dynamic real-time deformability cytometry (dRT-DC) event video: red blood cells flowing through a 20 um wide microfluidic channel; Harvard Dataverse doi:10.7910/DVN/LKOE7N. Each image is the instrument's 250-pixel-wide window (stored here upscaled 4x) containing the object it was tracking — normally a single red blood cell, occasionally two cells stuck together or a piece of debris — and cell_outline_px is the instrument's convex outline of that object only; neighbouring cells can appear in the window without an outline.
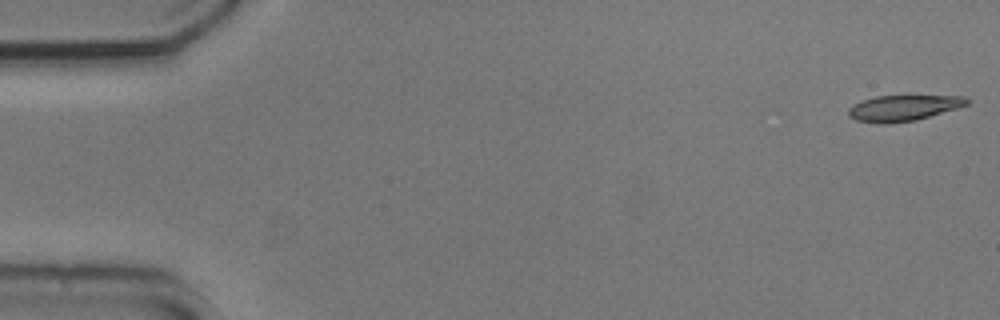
{"species": "common noctule bat (a hibernating species)", "species_latin": "Nyctalus noctula", "temperature_condition": "cold", "stored_images_in_passage": 54, "camera_frame_rate_fps": 3000, "um_per_image_px": 0.085, "animal": {"sex": "male", "body_mass_g": 20.5, "forearm_length_mm": 52.5}, "frame": {"image": 1, "passage_image": 1, "time_ms": 0.0, "image_size_px": [1000, 320], "cell_outline_px": [[968, 104], [956, 108], [916, 120], [888, 124], [880, 124], [856, 120], [848, 116], [848, 108], [852, 104], [876, 96], [964, 96], [968, 100]], "centroid_in_image_um": [76.72, 9.19], "position_along_channel_um": 8.3, "area_um2": 17.69}}
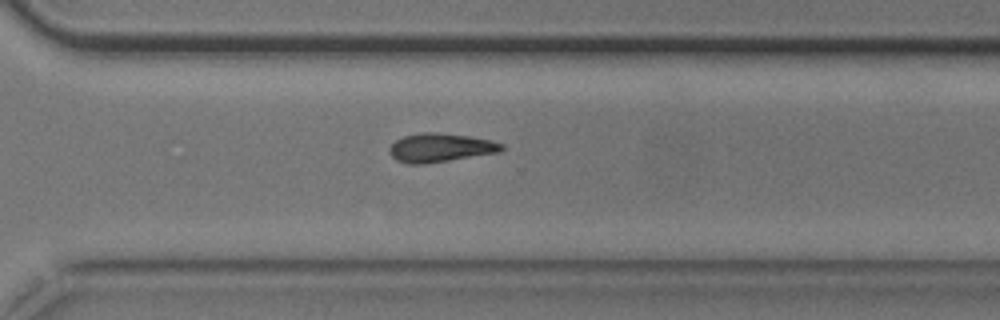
{"frame": {"image": 2, "passage_image": 38, "time_ms": 12.333, "image_size_px": [1000, 320], "cell_outline_px": [[504, 148], [500, 152], [424, 164], [408, 164], [396, 160], [392, 156], [388, 148], [396, 140], [404, 136], [420, 132], [440, 132], [468, 136], [492, 140], [504, 144]], "centroid_in_image_um": [37.43, 12.54], "position_along_channel_um": 333.2, "area_um2": 18.84}}
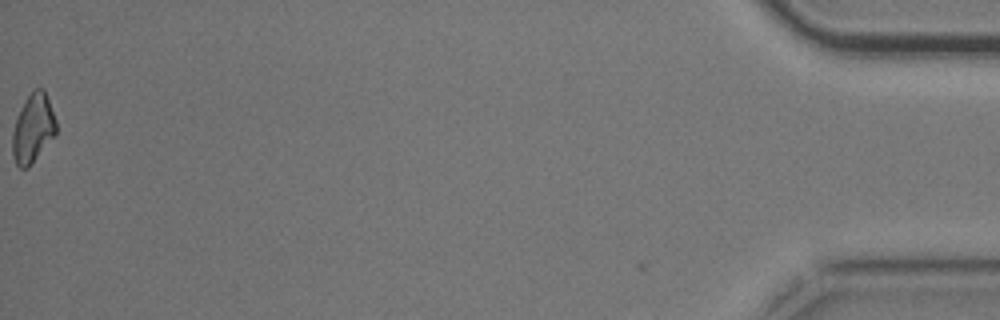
{"frame": {"image": 3, "passage_image": 54, "time_ms": 17.667, "image_size_px": [1000, 320], "cell_outline_px": [[56, 136], [28, 168], [20, 168], [16, 164], [12, 156], [12, 132], [20, 108], [32, 88], [44, 88], [56, 120]], "centroid_in_image_um": [2.81, 10.91], "position_along_channel_um": 432.4, "area_um2": 17.8}, "authors_computed_cell_mechanics": {"area_um2": 18.6694, "velocity_mm_per_s": 3.739, "shape_relaxation_time_tau1_ms": 8.2551, "shape_relaxation_time_tau2_ms": 3.571, "deformation_change_tau1": 0.1868, "deformation_change_tau2": 0.1174}}